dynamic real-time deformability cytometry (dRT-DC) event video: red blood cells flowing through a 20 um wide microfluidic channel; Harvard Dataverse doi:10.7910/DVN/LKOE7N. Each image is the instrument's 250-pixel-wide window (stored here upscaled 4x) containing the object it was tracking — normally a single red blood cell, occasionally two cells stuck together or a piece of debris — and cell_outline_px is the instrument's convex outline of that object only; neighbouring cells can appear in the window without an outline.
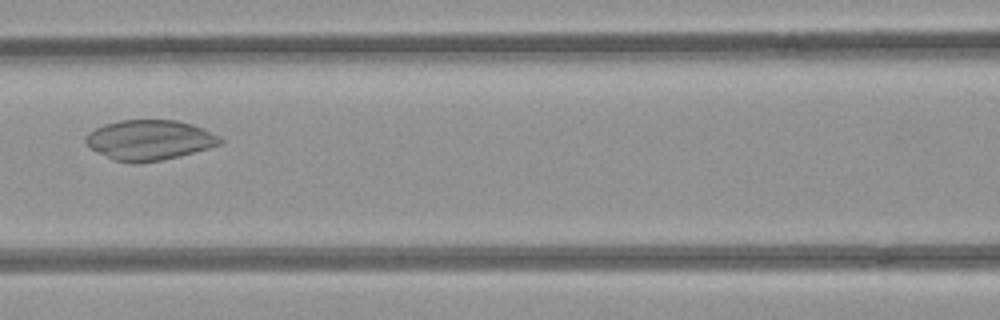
{"species": "common noctule bat (a hibernating species)", "species_latin": "Nyctalus noctula", "temperature_condition": "room temperature", "stored_images_in_passage": 5, "camera_frame_rate_fps": 3000, "um_per_image_px": 0.085, "animal": {"sex": "female", "body_mass_g": 21.9}, "frame": {"image": 1, "passage_image": 4, "time_ms": 1.0, "image_size_px": [1000, 320], "cell_outline_px": [[224, 140], [220, 144], [208, 148], [180, 156], [160, 160], [136, 164], [132, 164], [112, 160], [88, 148], [84, 140], [84, 136], [88, 132], [104, 124], [120, 120], [176, 120], [192, 124], [220, 136]], "centroid_in_image_um": [12.65, 11.91], "position_along_channel_um": 154.0, "area_um2": 31.73}}
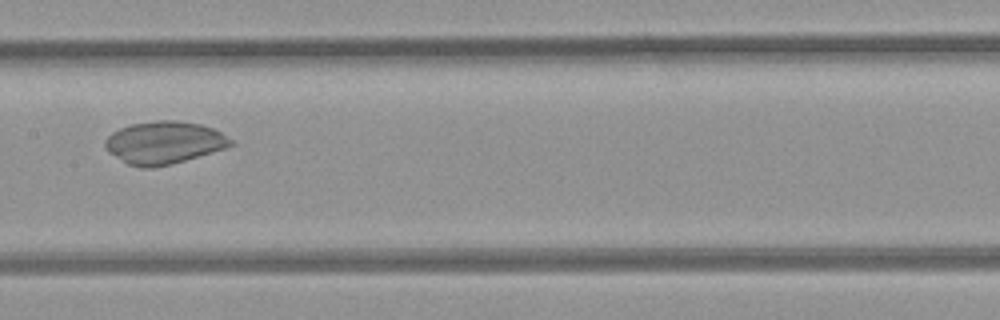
{"frame": {"image": 2, "passage_image": 5, "time_ms": 1.333, "image_size_px": [1000, 320], "cell_outline_px": [[236, 144], [224, 148], [172, 164], [152, 168], [140, 168], [128, 164], [108, 152], [104, 144], [104, 140], [112, 132], [120, 128], [132, 124], [156, 120], [176, 120], [200, 124], [212, 128], [236, 140]], "centroid_in_image_um": [13.95, 12.12], "position_along_channel_um": 193.4, "area_um2": 31.21}}